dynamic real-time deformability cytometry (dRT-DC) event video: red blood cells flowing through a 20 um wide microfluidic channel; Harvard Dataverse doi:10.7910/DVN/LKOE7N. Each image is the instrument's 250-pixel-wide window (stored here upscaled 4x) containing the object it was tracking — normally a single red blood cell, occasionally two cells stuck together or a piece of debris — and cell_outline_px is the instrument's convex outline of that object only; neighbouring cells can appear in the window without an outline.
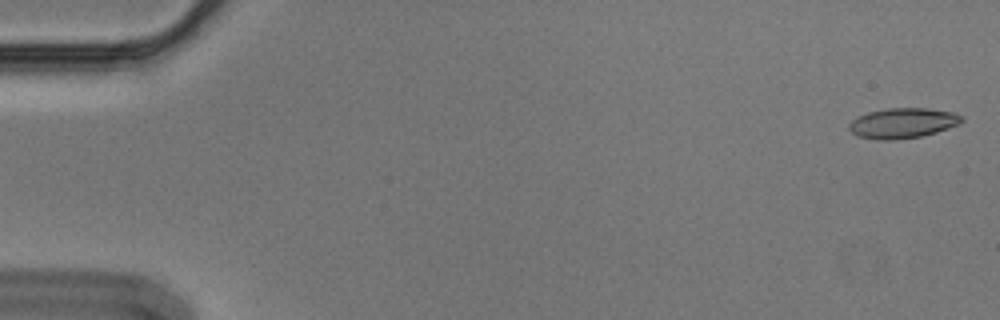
{"species": "Egyptian fruit bat (a non-hibernating species)", "species_latin": "Rousettus aegyptiacus", "temperature_condition": "cold", "stored_images_in_passage": 5, "camera_frame_rate_fps": 3000, "um_per_image_px": 0.085, "animal": {"sex": "male"}, "frame": {"image": 1, "passage_image": 1, "time_ms": 0.0, "image_size_px": [1000, 320], "cell_outline_px": [[964, 120], [960, 124], [936, 132], [920, 136], [896, 140], [876, 140], [856, 136], [848, 128], [848, 124], [856, 116], [868, 112], [888, 108], [928, 108], [952, 112], [964, 116]], "centroid_in_image_um": [76.71, 10.46], "position_along_channel_um": 8.3, "area_um2": 20.06}}
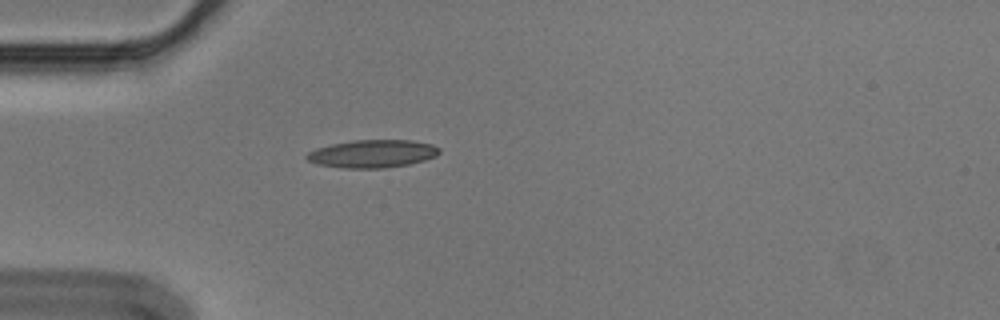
{"frame": {"image": 2, "passage_image": 5, "time_ms": 1.333, "image_size_px": [1000, 320], "cell_outline_px": [[440, 152], [436, 156], [424, 160], [408, 164], [384, 168], [340, 168], [316, 164], [308, 160], [304, 156], [308, 152], [316, 148], [332, 144], [352, 140], [412, 140], [432, 144], [440, 148]], "centroid_in_image_um": [31.64, 13.06], "position_along_channel_um": 53.4, "area_um2": 21.62}}